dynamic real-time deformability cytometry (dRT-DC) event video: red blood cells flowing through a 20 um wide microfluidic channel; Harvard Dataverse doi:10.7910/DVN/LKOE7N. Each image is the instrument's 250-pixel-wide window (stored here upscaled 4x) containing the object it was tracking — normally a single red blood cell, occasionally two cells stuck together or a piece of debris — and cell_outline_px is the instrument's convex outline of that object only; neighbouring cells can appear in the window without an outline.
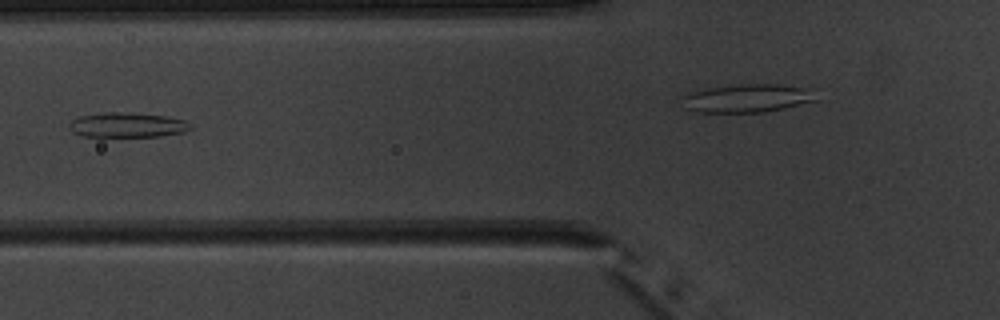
{"species": "common noctule bat (a hibernating species)", "species_latin": "Nyctalus noctula", "temperature_condition": "warm", "stored_images_in_passage": 8, "camera_frame_rate_fps": 3000, "um_per_image_px": 0.085, "animal": {"sex": "male", "body_mass_g": 20.1, "forearm_length_mm": 53.5}, "frame": {"image": 1, "passage_image": 6, "time_ms": 5.667, "image_size_px": [1000, 320], "cell_outline_px": [[192, 128], [184, 132], [160, 136], [80, 136], [72, 132], [68, 128], [68, 124], [72, 120], [80, 116], [100, 112], [120, 112], [168, 116], [184, 120], [192, 124]], "centroid_in_image_um": [10.8, 10.62], "position_along_channel_um": 115.0, "area_um2": 17.63}}
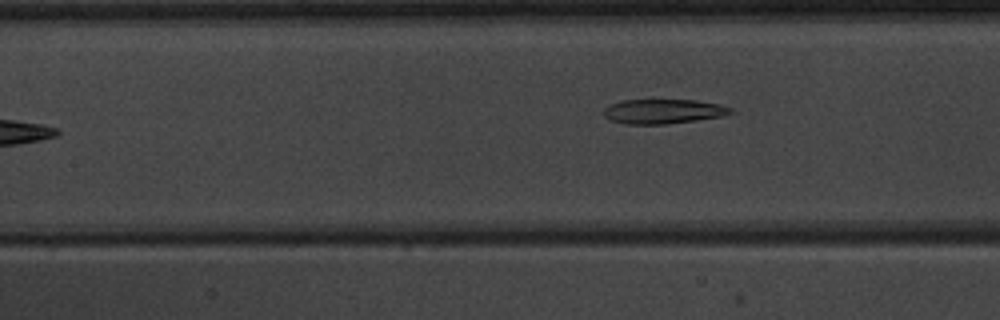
{"frame": {"image": 2, "passage_image": 8, "time_ms": 8.0, "image_size_px": [1000, 320], "cell_outline_px": [[736, 112], [724, 116], [668, 124], [624, 124], [608, 120], [604, 116], [604, 108], [608, 104], [620, 100], [652, 96], [696, 100], [716, 104], [732, 108]], "centroid_in_image_um": [56.31, 9.41], "position_along_channel_um": 151.1, "area_um2": 19.48}}